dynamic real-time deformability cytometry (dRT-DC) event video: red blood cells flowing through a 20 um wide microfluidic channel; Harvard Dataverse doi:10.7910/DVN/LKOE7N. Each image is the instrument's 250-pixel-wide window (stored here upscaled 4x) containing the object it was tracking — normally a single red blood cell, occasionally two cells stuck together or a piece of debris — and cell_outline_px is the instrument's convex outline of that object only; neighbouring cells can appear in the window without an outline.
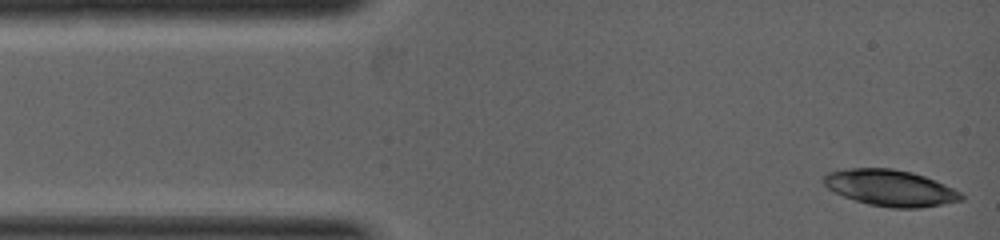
{"species": "common noctule bat (a hibernating species)", "species_latin": "Nyctalus noctula", "temperature_condition": "warm", "stored_images_in_passage": 5, "camera_frame_rate_fps": 5000, "um_per_image_px": 0.085, "animal": {"sex": "female", "body_mass_g": 19.0, "forearm_length_mm": 53.3}, "frame": {"image": 1, "passage_image": 1, "time_ms": 0.0, "image_size_px": [1000, 240], "cell_outline_px": [[964, 200], [920, 208], [892, 208], [868, 204], [844, 196], [828, 188], [820, 180], [820, 176], [828, 172], [848, 168], [892, 168], [912, 172], [936, 180], [960, 192], [964, 196]], "centroid_in_image_um": [75.65, 15.96], "position_along_channel_um": 9.3, "area_um2": 29.19}}